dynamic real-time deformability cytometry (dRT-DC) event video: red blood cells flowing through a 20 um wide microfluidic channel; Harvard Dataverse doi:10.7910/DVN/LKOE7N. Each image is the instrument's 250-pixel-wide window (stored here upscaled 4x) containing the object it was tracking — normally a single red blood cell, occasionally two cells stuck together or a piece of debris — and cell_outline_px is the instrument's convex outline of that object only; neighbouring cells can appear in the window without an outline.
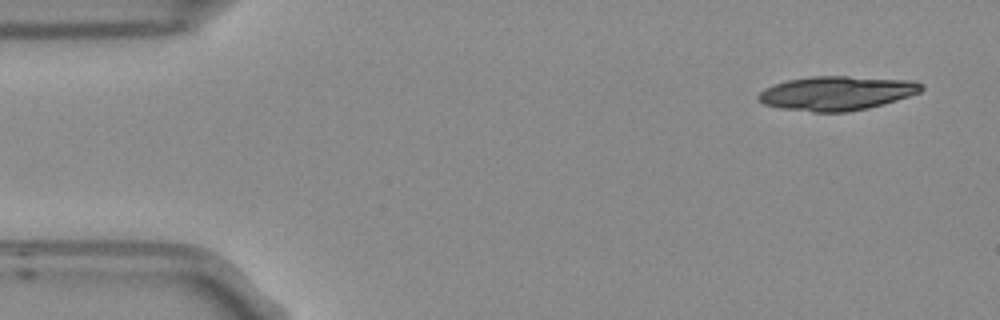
{"species": "Egyptian fruit bat (a non-hibernating species)", "species_latin": "Rousettus aegyptiacus", "temperature_condition": "room temperature", "stored_images_in_passage": 4, "camera_frame_rate_fps": 3000, "um_per_image_px": 0.085, "frame": {"image": 1, "passage_image": 1, "time_ms": 0.0, "image_size_px": [1000, 320], "cell_outline_px": [[924, 88], [920, 92], [896, 100], [868, 108], [848, 112], [812, 112], [780, 108], [764, 104], [756, 100], [756, 96], [764, 88], [788, 80], [812, 76], [848, 76], [916, 80], [924, 84]], "centroid_in_image_um": [71.13, 7.92], "position_along_channel_um": 13.9, "area_um2": 32.66}}